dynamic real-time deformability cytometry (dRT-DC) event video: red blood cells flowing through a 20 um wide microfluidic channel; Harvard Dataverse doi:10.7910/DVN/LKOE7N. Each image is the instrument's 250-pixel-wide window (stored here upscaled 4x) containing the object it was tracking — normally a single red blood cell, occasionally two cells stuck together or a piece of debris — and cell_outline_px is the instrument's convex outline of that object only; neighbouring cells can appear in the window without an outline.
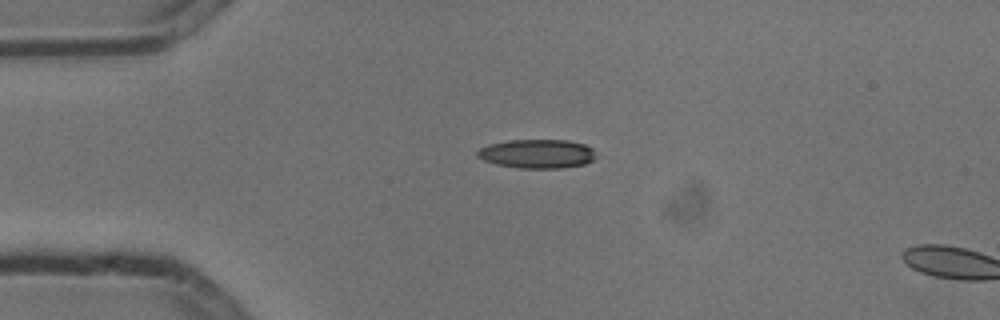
{"species": "common noctule bat (a hibernating species)", "species_latin": "Nyctalus noctula", "temperature_condition": "cold", "stored_images_in_passage": 2, "camera_frame_rate_fps": 3000, "um_per_image_px": 0.085, "animal": {"sex": "male", "body_mass_g": 13.3}, "frame": {"image": 1, "passage_image": 1, "time_ms": 0.0, "image_size_px": [1000, 320], "cell_outline_px": [[596, 156], [592, 160], [584, 164], [564, 168], [520, 168], [496, 164], [484, 160], [476, 156], [476, 152], [480, 148], [488, 144], [508, 140], [568, 140], [584, 144], [592, 148]], "centroid_in_image_um": [45.64, 13.07], "position_along_channel_um": 39.4, "area_um2": 20.06}}